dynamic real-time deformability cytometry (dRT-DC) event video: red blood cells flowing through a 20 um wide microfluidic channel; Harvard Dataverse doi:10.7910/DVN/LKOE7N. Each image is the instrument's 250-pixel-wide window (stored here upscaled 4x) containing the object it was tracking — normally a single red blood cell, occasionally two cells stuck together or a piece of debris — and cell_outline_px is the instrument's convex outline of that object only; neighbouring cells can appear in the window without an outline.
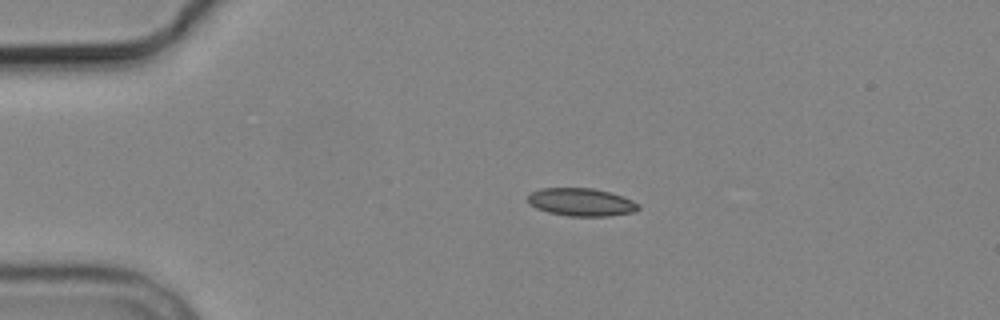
{"species": "common noctule bat (a hibernating species)", "species_latin": "Nyctalus noctula", "temperature_condition": "cold", "stored_images_in_passage": 3, "camera_frame_rate_fps": 3000, "um_per_image_px": 0.085, "animal": {"sex": "male", "body_mass_g": 19.2, "forearm_length_mm": 51.8}, "frame": {"image": 1, "passage_image": 2, "time_ms": 1.333, "image_size_px": [1000, 320], "cell_outline_px": [[640, 208], [636, 212], [608, 216], [568, 216], [548, 212], [536, 208], [528, 204], [528, 196], [532, 192], [540, 188], [592, 188], [608, 192], [632, 200], [640, 204]], "centroid_in_image_um": [49.4, 17.19], "position_along_channel_um": 35.6, "area_um2": 17.98}}